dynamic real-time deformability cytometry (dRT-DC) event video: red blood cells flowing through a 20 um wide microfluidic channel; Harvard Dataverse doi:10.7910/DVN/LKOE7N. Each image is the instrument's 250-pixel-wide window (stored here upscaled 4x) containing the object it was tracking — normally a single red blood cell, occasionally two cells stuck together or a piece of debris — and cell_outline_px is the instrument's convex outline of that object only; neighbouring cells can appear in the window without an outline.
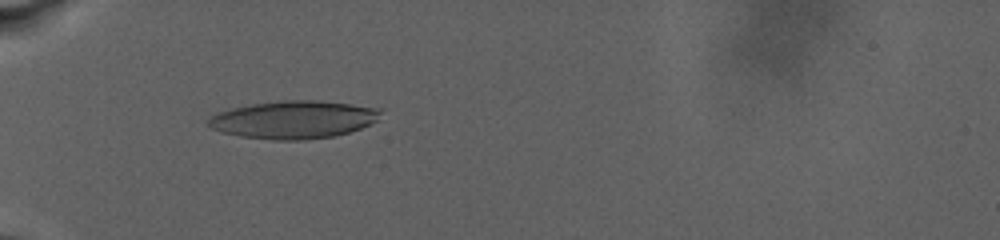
{"species": "human", "species_latin": "Homo sapiens", "temperature_condition": "warm", "stored_images_in_passage": 50, "camera_frame_rate_fps": 3000, "um_per_image_px": 0.085, "donor": {"sex": "male"}, "frame": {"image": 1, "passage_image": 18, "time_ms": 10.333, "image_size_px": [1000, 240], "cell_outline_px": [[380, 112], [376, 120], [360, 128], [336, 136], [304, 140], [272, 140], [240, 136], [224, 132], [212, 128], [208, 124], [208, 120], [216, 112], [232, 108], [252, 104], [280, 100], [316, 100], [352, 104], [380, 108]], "centroid_in_image_um": [24.94, 10.16], "position_along_channel_um": 60.1, "area_um2": 37.8}}
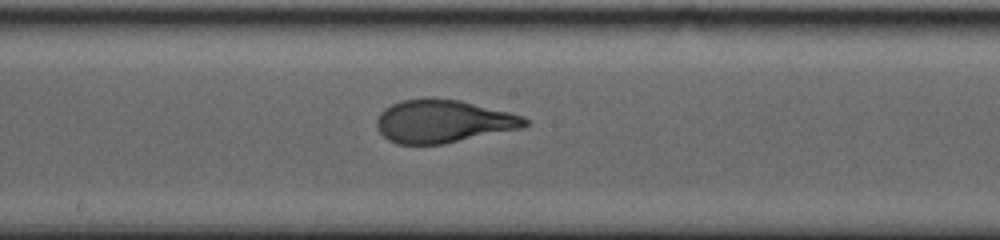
{"frame": {"image": 2, "passage_image": 26, "time_ms": 17.0, "image_size_px": [1000, 240], "cell_outline_px": [[528, 124], [520, 128], [444, 144], [396, 144], [388, 140], [376, 128], [376, 120], [380, 112], [384, 108], [400, 100], [432, 96], [460, 100], [524, 116], [528, 120]], "centroid_in_image_um": [37.61, 10.29], "position_along_channel_um": 210.6, "area_um2": 37.34}}
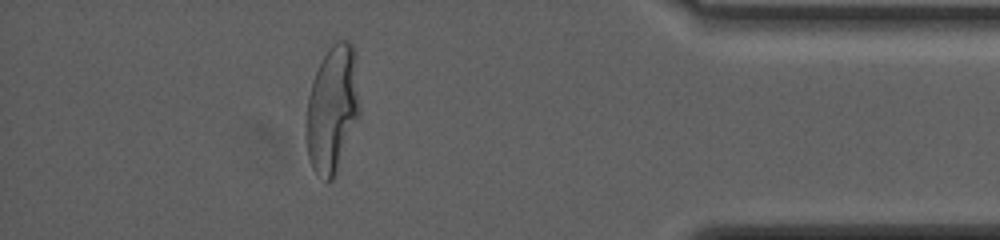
{"frame": {"image": 3, "passage_image": 42, "time_ms": 26.0, "image_size_px": [1000, 240], "cell_outline_px": [[360, 116], [332, 180], [328, 180], [316, 172], [312, 168], [308, 156], [304, 132], [304, 124], [308, 96], [312, 80], [328, 48], [336, 40], [348, 40], [352, 44], [356, 52], [360, 108]], "centroid_in_image_um": [28.25, 9.21], "position_along_channel_um": 407.0, "area_um2": 40.11}, "authors_computed_cell_mechanics": {"area_um2": 38.7549, "velocity_mm_per_s": 2.5158, "shape_relaxation_time_tau1_ms": 8.4676, "shape_relaxation_time_tau2_ms": null, "deformation_change_tau1": 0.2788, "deformation_change_tau2": null}}